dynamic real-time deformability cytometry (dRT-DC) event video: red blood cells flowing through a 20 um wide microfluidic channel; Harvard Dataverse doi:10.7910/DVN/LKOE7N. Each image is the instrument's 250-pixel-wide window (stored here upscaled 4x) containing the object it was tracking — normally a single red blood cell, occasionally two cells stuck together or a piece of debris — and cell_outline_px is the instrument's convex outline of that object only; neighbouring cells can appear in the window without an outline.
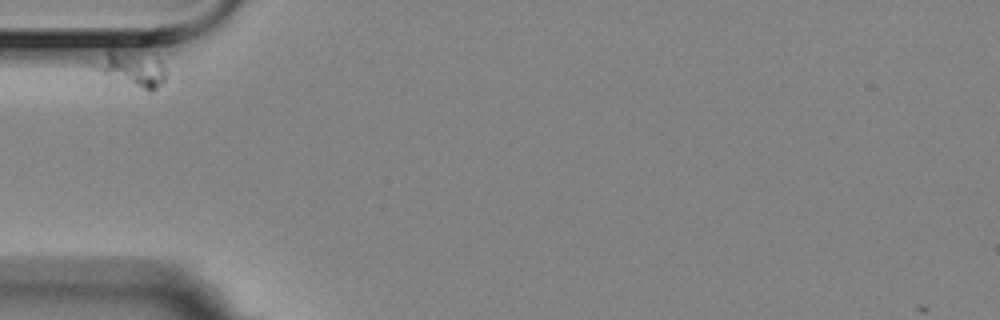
{"species": "Egyptian fruit bat (a non-hibernating species)", "species_latin": "Rousettus aegyptiacus", "temperature_condition": "room temperature", "stored_images_in_passage": 2, "camera_frame_rate_fps": 3000, "um_per_image_px": 0.085, "animal": {"sex": "female"}, "frame": {"image": 1, "passage_image": 1, "time_ms": 0.0, "image_size_px": [1000, 320], "cell_outline_px": [[164, 80], [152, 92], [148, 92], [108, 84], [84, 64], [84, 60], [112, 40], [156, 56], [164, 64]], "centroid_in_image_um": [10.78, 5.7], "position_along_channel_um": 74.2, "area_um2": 19.54}}